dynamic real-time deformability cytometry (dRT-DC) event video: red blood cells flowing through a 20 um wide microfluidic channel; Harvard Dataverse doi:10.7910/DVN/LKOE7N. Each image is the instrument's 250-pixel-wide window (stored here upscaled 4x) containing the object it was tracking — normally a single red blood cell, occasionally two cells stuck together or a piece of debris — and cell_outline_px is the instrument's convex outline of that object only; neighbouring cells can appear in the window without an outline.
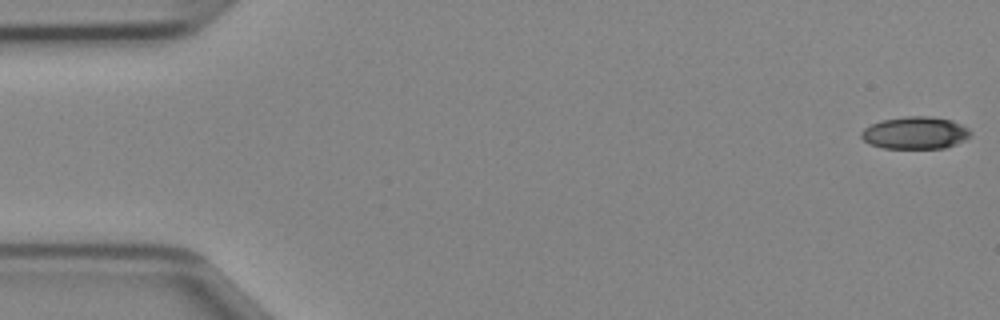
{"species": "Egyptian fruit bat (a non-hibernating species)", "species_latin": "Rousettus aegyptiacus", "temperature_condition": "cold", "stored_images_in_passage": 9, "camera_frame_rate_fps": 3000, "um_per_image_px": 0.085, "animal": {"sex": "female"}, "frame": {"image": 1, "passage_image": 1, "time_ms": 0.0, "image_size_px": [1000, 320], "cell_outline_px": [[972, 136], [956, 144], [944, 148], [884, 148], [872, 144], [864, 140], [860, 136], [860, 132], [864, 128], [880, 120], [908, 116], [928, 116], [952, 120], [968, 128], [972, 132]], "centroid_in_image_um": [77.81, 11.29], "position_along_channel_um": 7.2, "area_um2": 20.58}}